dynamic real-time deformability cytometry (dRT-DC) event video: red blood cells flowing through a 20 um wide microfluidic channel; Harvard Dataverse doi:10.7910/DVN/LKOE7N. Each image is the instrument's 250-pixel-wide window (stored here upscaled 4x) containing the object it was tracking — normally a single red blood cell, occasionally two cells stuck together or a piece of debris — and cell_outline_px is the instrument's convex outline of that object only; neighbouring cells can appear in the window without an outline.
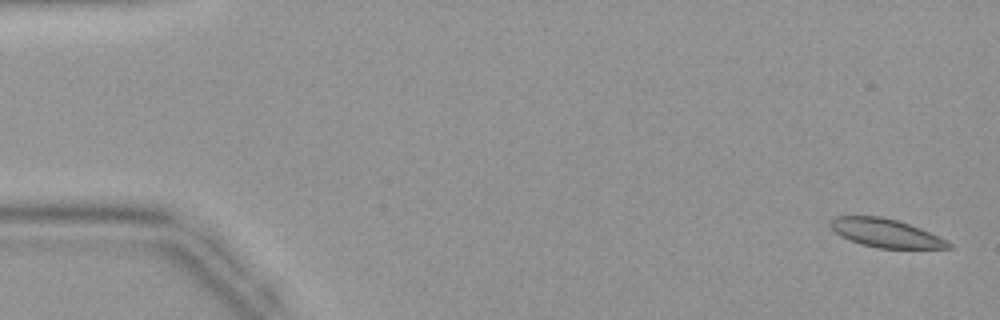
{"species": "common noctule bat (a hibernating species)", "species_latin": "Nyctalus noctula", "temperature_condition": "warm", "stored_images_in_passage": 45, "camera_frame_rate_fps": 3000, "um_per_image_px": 0.085, "animal": {"sex": "female", "body_mass_g": 19.9}, "frame": {"image": 1, "passage_image": 2, "time_ms": 0.333, "image_size_px": [1000, 320], "cell_outline_px": [[952, 248], [876, 248], [860, 244], [840, 236], [828, 224], [836, 216], [880, 216], [896, 220], [920, 228], [948, 240], [952, 244]], "centroid_in_image_um": [75.29, 19.82], "position_along_channel_um": 9.7, "area_um2": 19.48}}
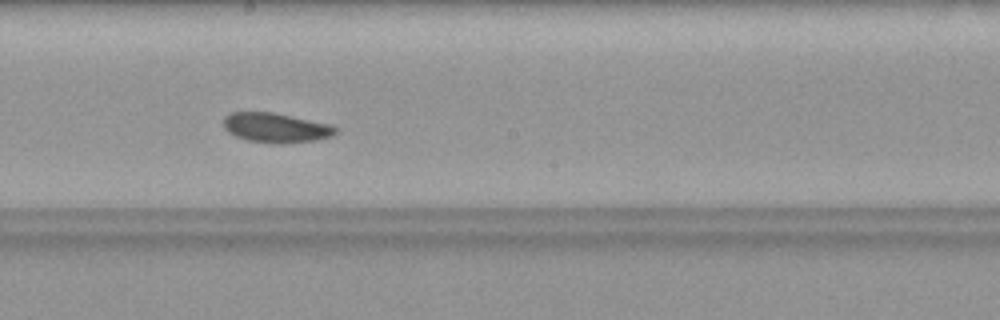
{"frame": {"image": 2, "passage_image": 25, "time_ms": 8.0, "image_size_px": [1000, 320], "cell_outline_px": [[336, 132], [332, 136], [316, 140], [280, 144], [248, 140], [236, 136], [228, 132], [224, 128], [224, 116], [232, 112], [272, 112], [332, 124], [336, 128]], "centroid_in_image_um": [23.45, 10.85], "position_along_channel_um": 224.7, "area_um2": 19.31}}
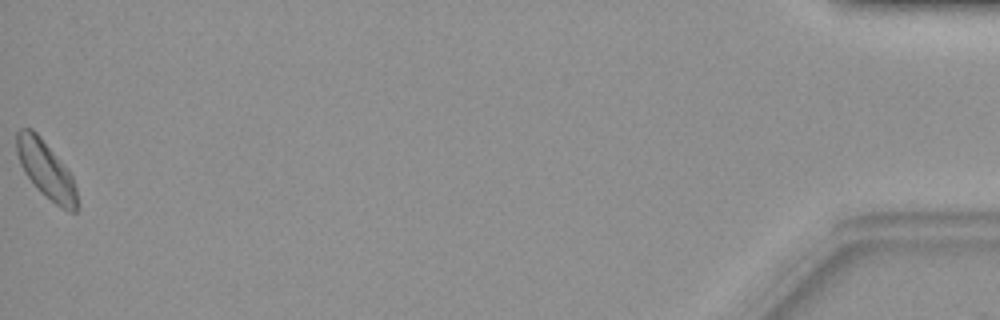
{"frame": {"image": 3, "passage_image": 45, "time_ms": 14.667, "image_size_px": [1000, 320], "cell_outline_px": [[76, 212], [68, 212], [60, 208], [40, 192], [36, 188], [24, 172], [20, 164], [16, 152], [16, 132], [20, 128], [32, 128], [40, 136], [64, 164], [72, 176], [76, 188]], "centroid_in_image_um": [3.88, 14.42], "position_along_channel_um": 431.3, "area_um2": 20.23}}